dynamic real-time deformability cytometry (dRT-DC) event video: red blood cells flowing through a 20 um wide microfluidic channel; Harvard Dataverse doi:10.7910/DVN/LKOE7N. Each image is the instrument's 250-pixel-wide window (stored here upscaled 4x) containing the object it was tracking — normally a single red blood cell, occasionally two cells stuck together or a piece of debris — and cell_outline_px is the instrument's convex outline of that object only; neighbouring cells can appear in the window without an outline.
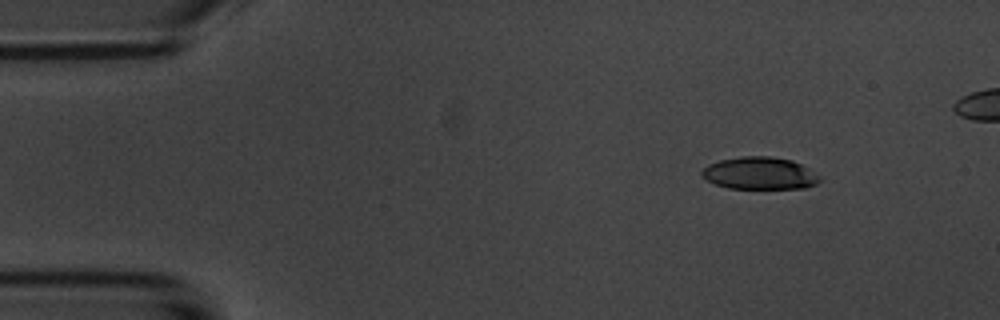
{"species": "common noctule bat (a hibernating species)", "species_latin": "Nyctalus noctula", "temperature_condition": "room temperature", "stored_images_in_passage": 9, "camera_frame_rate_fps": 3000, "um_per_image_px": 0.085, "animal": {"sex": "male", "body_mass_g": 20.1, "forearm_length_mm": 53.5}, "frame": {"image": 1, "passage_image": 1, "time_ms": 0.0, "image_size_px": [1000, 320], "cell_outline_px": [[820, 180], [816, 184], [804, 188], [728, 188], [716, 184], [700, 176], [700, 172], [708, 164], [720, 160], [740, 156], [772, 156], [792, 160], [808, 168], [820, 176]], "centroid_in_image_um": [64.56, 14.72], "position_along_channel_um": 20.4, "area_um2": 22.2}}
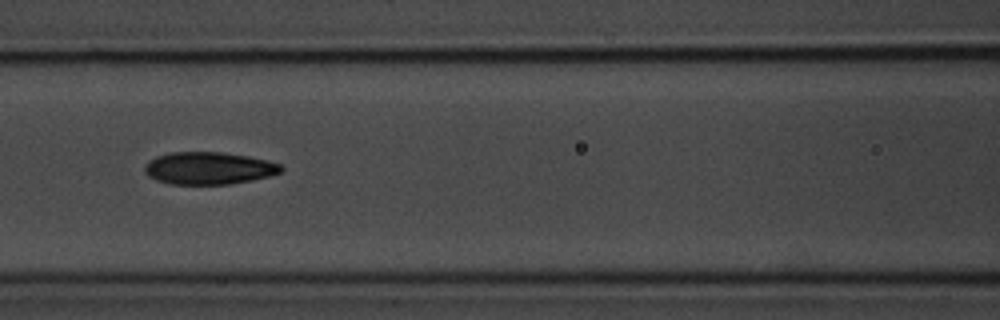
{"frame": {"image": 2, "passage_image": 6, "time_ms": 5.667, "image_size_px": [1000, 320], "cell_outline_px": [[284, 168], [280, 172], [272, 176], [252, 180], [228, 184], [168, 184], [156, 180], [148, 176], [144, 172], [144, 164], [148, 160], [156, 156], [168, 152], [224, 152], [248, 156], [268, 160], [280, 164]], "centroid_in_image_um": [17.72, 14.29], "position_along_channel_um": 148.9, "area_um2": 26.07}}
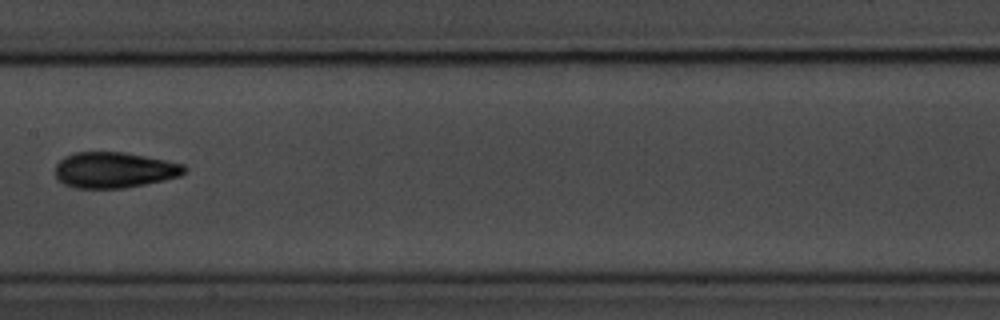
{"frame": {"image": 3, "passage_image": 7, "time_ms": 7.0, "image_size_px": [1000, 320], "cell_outline_px": [[188, 168], [180, 176], [164, 180], [124, 188], [72, 188], [56, 180], [56, 164], [64, 156], [72, 152], [124, 152], [184, 164]], "centroid_in_image_um": [9.68, 14.45], "position_along_channel_um": 197.7, "area_um2": 27.05}}